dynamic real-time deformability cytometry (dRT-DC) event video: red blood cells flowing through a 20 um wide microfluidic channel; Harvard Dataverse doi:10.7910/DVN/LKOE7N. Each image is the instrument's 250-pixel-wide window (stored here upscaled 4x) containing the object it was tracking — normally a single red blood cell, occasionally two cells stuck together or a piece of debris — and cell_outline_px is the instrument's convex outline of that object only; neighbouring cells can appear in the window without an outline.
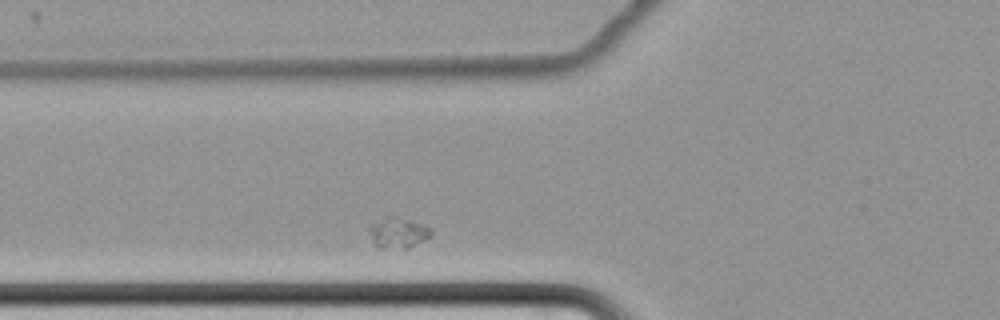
{"species": "common noctule bat (a hibernating species)", "species_latin": "Nyctalus noctula", "temperature_condition": "cold", "stored_images_in_passage": 32, "camera_frame_rate_fps": 3000, "um_per_image_px": 0.085, "animal": {"sex": "female", "body_mass_g": 22.7, "forearm_length_mm": 54.2}, "frame": {"image": 1, "passage_image": 5, "time_ms": 1.333, "image_size_px": [1000, 320], "cell_outline_px": [[432, 236], [408, 248], [376, 248], [372, 240], [368, 228], [368, 224], [388, 216], [396, 216], [432, 228]], "centroid_in_image_um": [33.8, 19.79], "position_along_channel_um": 92.0, "area_um2": 11.1}}